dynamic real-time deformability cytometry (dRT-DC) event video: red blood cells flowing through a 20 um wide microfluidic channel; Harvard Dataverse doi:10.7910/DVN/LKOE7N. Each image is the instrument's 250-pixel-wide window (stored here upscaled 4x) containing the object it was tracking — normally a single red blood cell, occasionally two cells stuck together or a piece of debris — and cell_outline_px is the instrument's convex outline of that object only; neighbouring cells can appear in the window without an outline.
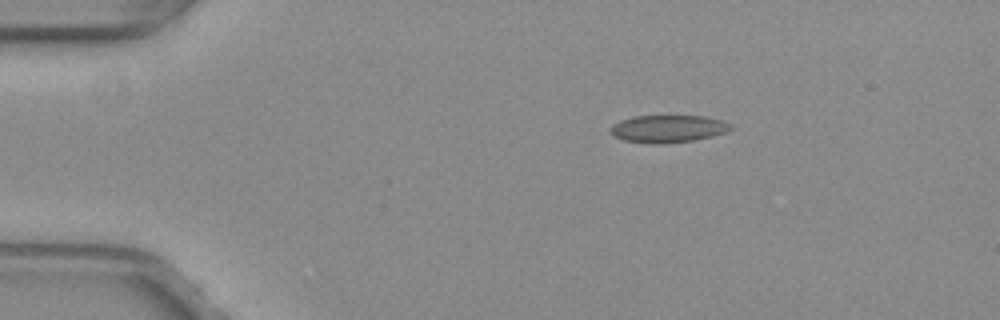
{"species": "common noctule bat (a hibernating species)", "species_latin": "Nyctalus noctula", "temperature_condition": "warm", "stored_images_in_passage": 43, "camera_frame_rate_fps": 3000, "um_per_image_px": 0.085, "animal": {"sex": "female", "body_mass_g": 29.2, "forearm_length_mm": 56.3}, "frame": {"image": 1, "passage_image": 1, "time_ms": 0.0, "image_size_px": [1000, 320], "cell_outline_px": [[732, 128], [728, 132], [712, 136], [692, 140], [664, 144], [652, 144], [624, 140], [612, 136], [612, 124], [620, 120], [632, 116], [704, 116], [724, 120], [732, 124]], "centroid_in_image_um": [56.81, 10.94], "position_along_channel_um": 28.2, "area_um2": 19.36}}
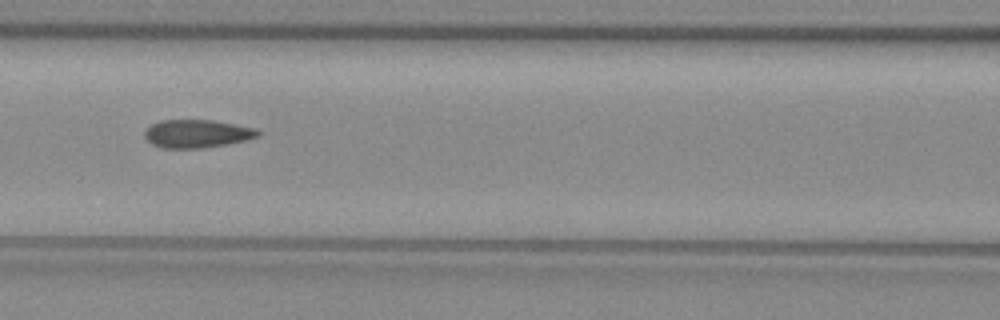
{"frame": {"image": 2, "passage_image": 15, "time_ms": 4.667, "image_size_px": [1000, 320], "cell_outline_px": [[260, 136], [228, 144], [204, 148], [164, 148], [152, 144], [144, 136], [144, 132], [152, 124], [160, 120], [212, 120], [256, 128], [260, 132]], "centroid_in_image_um": [16.75, 11.36], "position_along_channel_um": 149.8, "area_um2": 18.5}}
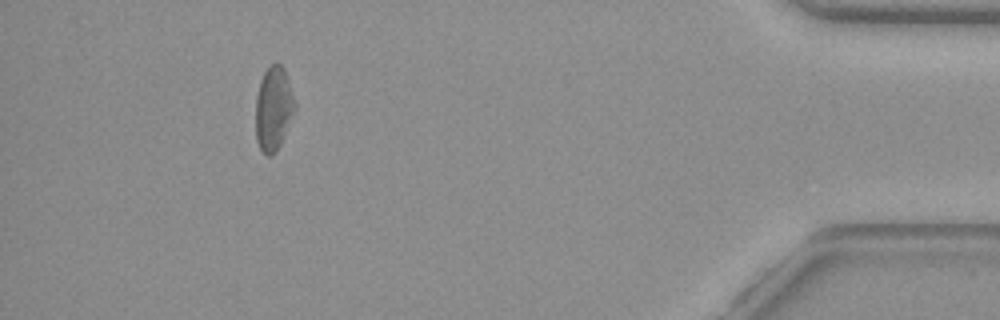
{"frame": {"image": 3, "passage_image": 39, "time_ms": 12.667, "image_size_px": [1000, 320], "cell_outline_px": [[296, 108], [284, 136], [276, 152], [272, 156], [268, 156], [260, 148], [256, 140], [256, 96], [260, 80], [264, 72], [272, 64], [280, 64], [284, 68], [296, 100]], "centroid_in_image_um": [23.26, 9.23], "position_along_channel_um": 411.9, "area_um2": 19.25}, "authors_computed_cell_mechanics": {"area_um2": 18.9584, "velocity_mm_per_s": 4.0387, "shape_relaxation_time_tau1_ms": null, "shape_relaxation_time_tau2_ms": 1.7252, "deformation_change_tau1": null, "deformation_change_tau2": 0.0683}}